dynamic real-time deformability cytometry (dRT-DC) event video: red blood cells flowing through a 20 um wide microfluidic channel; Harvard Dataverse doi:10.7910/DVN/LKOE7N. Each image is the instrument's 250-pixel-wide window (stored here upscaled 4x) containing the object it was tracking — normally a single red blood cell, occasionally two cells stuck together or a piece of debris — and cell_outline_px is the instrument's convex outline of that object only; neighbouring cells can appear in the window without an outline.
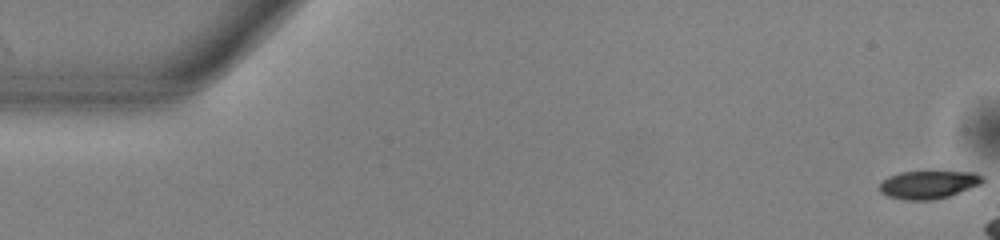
{"species": "common noctule bat (a hibernating species)", "species_latin": "Nyctalus noctula", "temperature_condition": "warm", "stored_images_in_passage": 36, "camera_frame_rate_fps": 3000, "um_per_image_px": 0.085, "animal": {"sex": "male", "body_mass_g": 13.0, "forearm_length_mm": 53.1}, "frame": {"image": 1, "passage_image": 1, "time_ms": 0.0, "image_size_px": [1000, 240], "cell_outline_px": [[984, 180], [980, 184], [948, 196], [932, 200], [904, 200], [888, 196], [880, 192], [880, 184], [888, 176], [900, 172], [976, 172], [984, 176]], "centroid_in_image_um": [78.91, 15.69], "position_along_channel_um": 6.1, "area_um2": 16.65}}
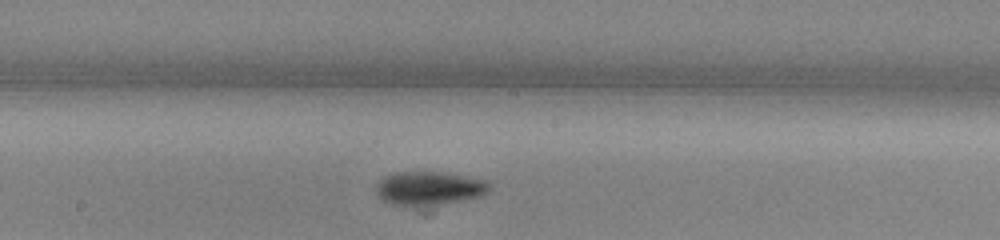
{"frame": {"image": 2, "passage_image": 28, "time_ms": 9.0, "image_size_px": [1000, 240], "cell_outline_px": [[492, 188], [488, 192], [480, 196], [460, 200], [416, 204], [392, 204], [384, 200], [376, 192], [376, 184], [384, 176], [396, 172], [444, 172], [484, 180]], "centroid_in_image_um": [36.46, 15.95], "position_along_channel_um": 211.7, "area_um2": 21.27}}
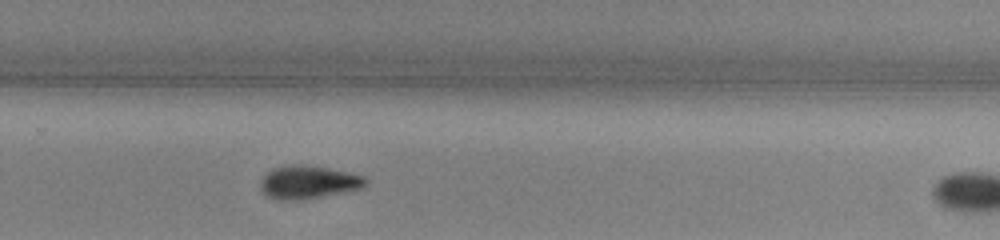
{"frame": {"image": 3, "passage_image": 35, "time_ms": 11.333, "image_size_px": [1000, 240], "cell_outline_px": [[368, 184], [364, 188], [304, 200], [276, 200], [268, 196], [260, 188], [260, 180], [272, 168], [292, 164], [304, 164], [328, 168], [348, 172], [364, 176], [368, 180]], "centroid_in_image_um": [26.23, 15.49], "position_along_channel_um": 303.6, "area_um2": 20.58}}